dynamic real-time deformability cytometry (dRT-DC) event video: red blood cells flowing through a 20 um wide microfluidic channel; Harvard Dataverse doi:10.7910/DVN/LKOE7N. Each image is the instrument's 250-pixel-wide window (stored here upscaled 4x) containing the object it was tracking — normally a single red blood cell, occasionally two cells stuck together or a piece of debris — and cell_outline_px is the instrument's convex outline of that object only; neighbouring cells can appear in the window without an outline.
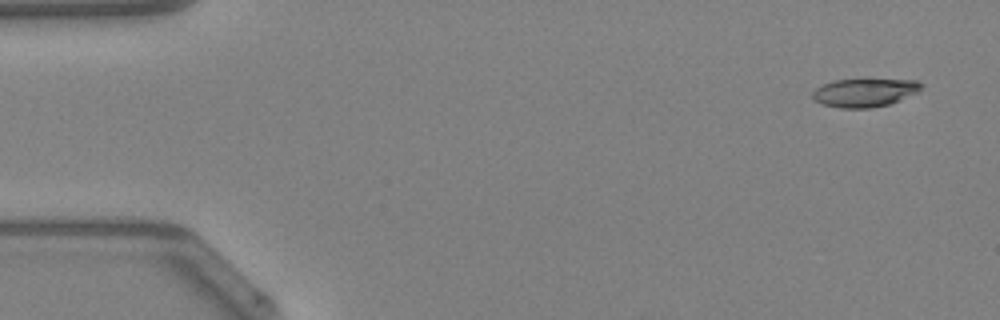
{"species": "Egyptian fruit bat (a non-hibernating species)", "species_latin": "Rousettus aegyptiacus", "temperature_condition": "warm", "stored_images_in_passage": 46, "camera_frame_rate_fps": 3000, "um_per_image_px": 0.085, "animal": {"sex": "female"}, "frame": {"image": 1, "passage_image": 1, "time_ms": 0.0, "image_size_px": [1000, 320], "cell_outline_px": [[924, 84], [916, 92], [900, 100], [888, 104], [872, 108], [840, 108], [820, 104], [812, 96], [812, 92], [816, 88], [832, 80], [868, 76], [916, 80]], "centroid_in_image_um": [73.5, 7.8], "position_along_channel_um": 11.5, "area_um2": 18.96}}
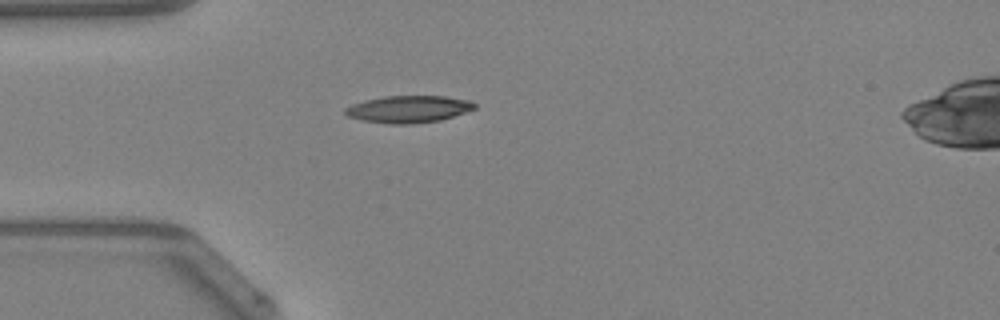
{"frame": {"image": 2, "passage_image": 12, "time_ms": 3.667, "image_size_px": [1000, 320], "cell_outline_px": [[476, 108], [440, 120], [412, 124], [388, 124], [360, 120], [348, 116], [344, 112], [344, 108], [352, 104], [364, 100], [384, 96], [444, 96], [468, 100], [476, 104]], "centroid_in_image_um": [34.67, 9.28], "position_along_channel_um": 50.3, "area_um2": 20.4}}
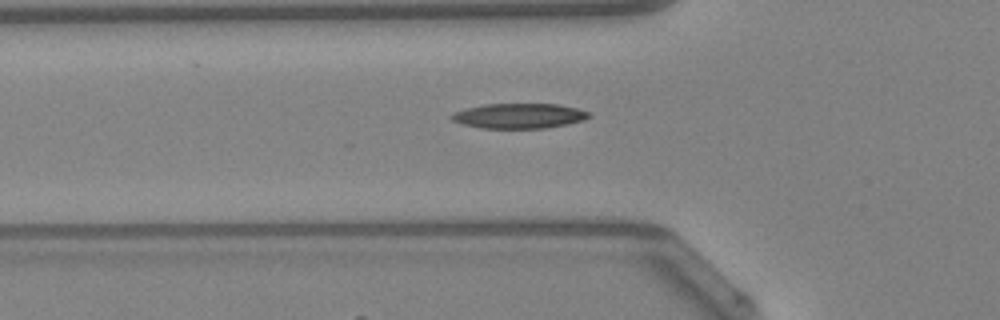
{"frame": {"image": 3, "passage_image": 15, "time_ms": 4.667, "image_size_px": [1000, 320], "cell_outline_px": [[592, 116], [584, 120], [544, 128], [480, 128], [464, 124], [452, 120], [448, 116], [452, 112], [484, 104], [556, 104], [576, 108], [588, 112]], "centroid_in_image_um": [44.08, 9.84], "position_along_channel_um": 81.7, "area_um2": 19.88}, "authors_computed_cell_mechanics": {"area_um2": 19.1318, "velocity_mm_per_s": 4.2896, "shape_relaxation_time_tau1_ms": 6.8421, "shape_relaxation_time_tau2_ms": 11.1799, "deformation_change_tau1": 0.1868, "deformation_change_tau2": 0.2646}}